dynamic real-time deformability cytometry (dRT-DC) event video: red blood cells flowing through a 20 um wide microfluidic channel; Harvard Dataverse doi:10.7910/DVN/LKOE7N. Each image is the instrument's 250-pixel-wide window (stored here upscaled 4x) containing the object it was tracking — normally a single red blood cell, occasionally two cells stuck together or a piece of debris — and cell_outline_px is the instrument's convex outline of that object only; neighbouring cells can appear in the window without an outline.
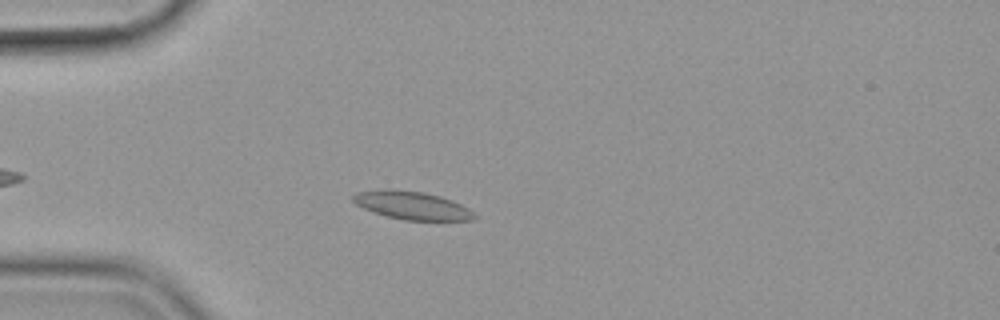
{"species": "common noctule bat (a hibernating species)", "species_latin": "Nyctalus noctula", "temperature_condition": "cold", "stored_images_in_passage": 41, "camera_frame_rate_fps": 3000, "um_per_image_px": 0.085, "animal": {"sex": "female", "body_mass_g": 19.9}, "frame": {"image": 1, "passage_image": 9, "time_ms": 2.667, "image_size_px": [1000, 320], "cell_outline_px": [[476, 216], [472, 220], [404, 220], [372, 212], [356, 204], [352, 200], [352, 196], [356, 192], [380, 188], [392, 188], [424, 192], [440, 196], [452, 200], [468, 208]], "centroid_in_image_um": [34.97, 17.43], "position_along_channel_um": 50.0, "area_um2": 20.0}}
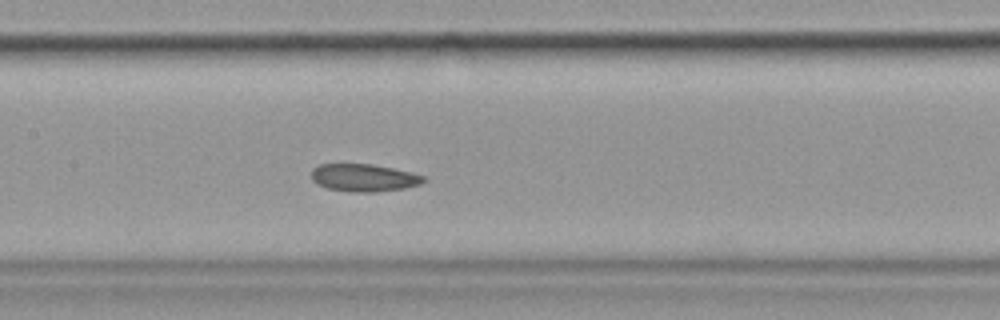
{"frame": {"image": 2, "passage_image": 21, "time_ms": 6.667, "image_size_px": [1000, 320], "cell_outline_px": [[428, 180], [420, 184], [404, 188], [376, 192], [348, 192], [328, 188], [316, 184], [312, 180], [312, 168], [320, 164], [372, 164], [412, 172], [424, 176]], "centroid_in_image_um": [30.93, 15.11], "position_along_channel_um": 176.5, "area_um2": 18.15}}
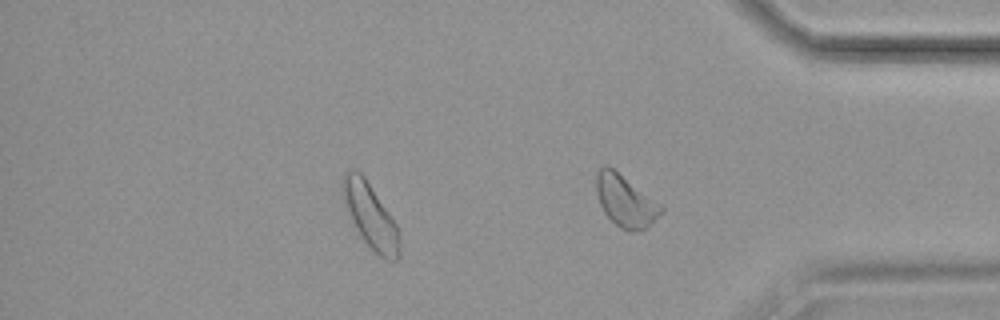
{"frame": {"image": 3, "passage_image": 39, "time_ms": 12.667, "image_size_px": [1000, 320], "cell_outline_px": [[400, 256], [396, 260], [384, 260], [360, 236], [344, 208], [340, 192], [340, 188], [344, 172], [352, 168], [356, 168], [364, 176], [396, 224], [400, 232]], "centroid_in_image_um": [31.44, 18.32], "position_along_channel_um": 403.8, "area_um2": 21.79}, "authors_computed_cell_mechanics": {"area_um2": 18.2648, "velocity_mm_per_s": 3.5423, "shape_relaxation_time_tau1_ms": null, "shape_relaxation_time_tau2_ms": 3.161, "deformation_change_tau1": null, "deformation_change_tau2": 0.0719}}